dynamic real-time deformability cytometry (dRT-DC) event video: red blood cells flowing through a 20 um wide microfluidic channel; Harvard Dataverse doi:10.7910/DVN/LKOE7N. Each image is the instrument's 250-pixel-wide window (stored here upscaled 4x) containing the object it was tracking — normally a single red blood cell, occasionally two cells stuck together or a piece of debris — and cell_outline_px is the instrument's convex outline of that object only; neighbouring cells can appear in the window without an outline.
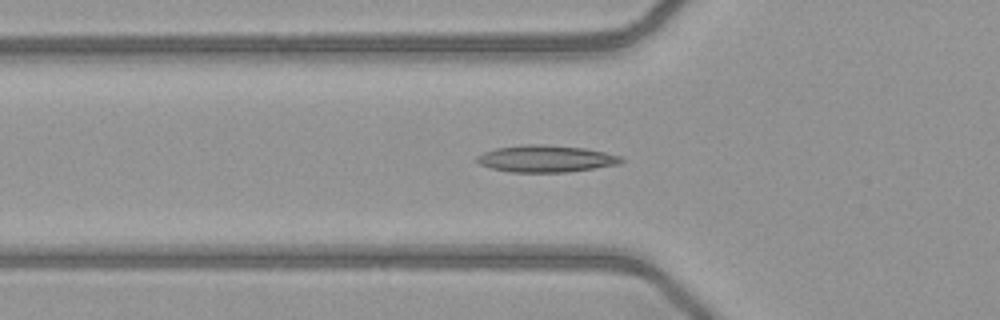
{"species": "common noctule bat (a hibernating species)", "species_latin": "Nyctalus noctula", "temperature_condition": "warm", "stored_images_in_passage": 36, "camera_frame_rate_fps": 3000, "um_per_image_px": 0.085, "animal": {"sex": "female", "body_mass_g": 21.9}, "frame": {"image": 1, "passage_image": 3, "time_ms": 0.667, "image_size_px": [1000, 320], "cell_outline_px": [[624, 160], [620, 164], [568, 172], [508, 172], [492, 168], [480, 164], [476, 160], [476, 156], [484, 152], [496, 148], [524, 144], [540, 144], [584, 148], [624, 156]], "centroid_in_image_um": [46.42, 13.49], "position_along_channel_um": 79.4, "area_um2": 22.66}}
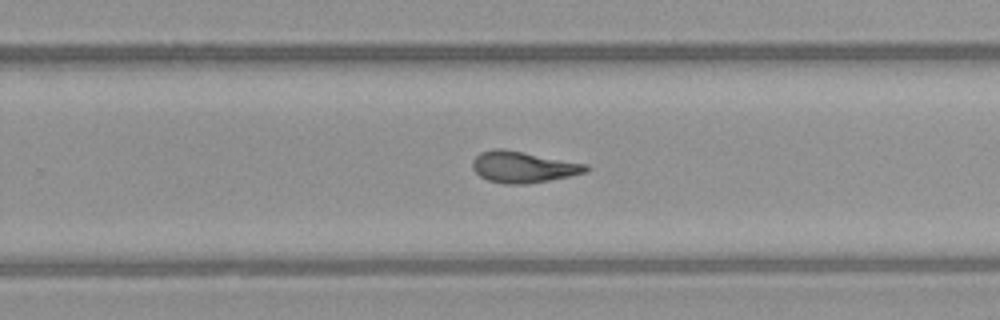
{"frame": {"image": 2, "passage_image": 18, "time_ms": 5.667, "image_size_px": [1000, 320], "cell_outline_px": [[592, 168], [588, 172], [548, 180], [524, 184], [504, 184], [488, 180], [480, 176], [472, 168], [472, 160], [480, 152], [496, 148], [504, 148], [588, 164]], "centroid_in_image_um": [44.48, 14.18], "position_along_channel_um": 285.3, "area_um2": 20.81}}
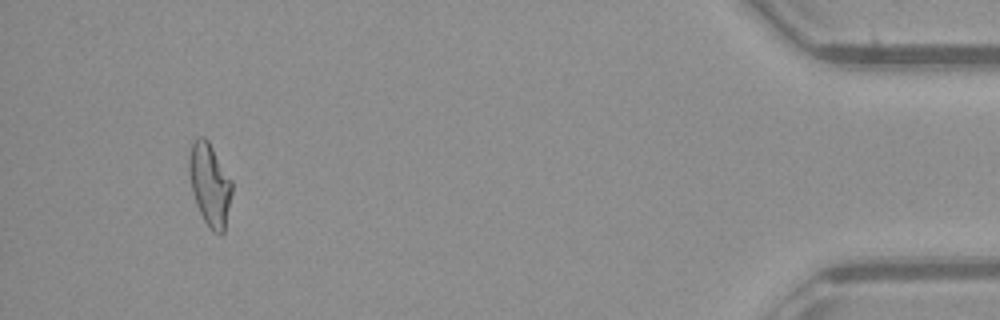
{"frame": {"image": 3, "passage_image": 33, "time_ms": 10.667, "image_size_px": [1000, 320], "cell_outline_px": [[232, 192], [224, 232], [220, 236], [212, 232], [204, 220], [196, 204], [192, 192], [188, 172], [188, 156], [192, 144], [196, 136], [204, 136], [208, 140], [232, 180]], "centroid_in_image_um": [17.82, 15.68], "position_along_channel_um": 417.4, "area_um2": 20.87}, "authors_computed_cell_mechanics": {"area_um2": 20.2589, "velocity_mm_per_s": 4.0922, "shape_relaxation_time_tau1_ms": 9.9661, "shape_relaxation_time_tau2_ms": 1.2928, "deformation_change_tau1": 0.2701, "deformation_change_tau2": 0.0887}}